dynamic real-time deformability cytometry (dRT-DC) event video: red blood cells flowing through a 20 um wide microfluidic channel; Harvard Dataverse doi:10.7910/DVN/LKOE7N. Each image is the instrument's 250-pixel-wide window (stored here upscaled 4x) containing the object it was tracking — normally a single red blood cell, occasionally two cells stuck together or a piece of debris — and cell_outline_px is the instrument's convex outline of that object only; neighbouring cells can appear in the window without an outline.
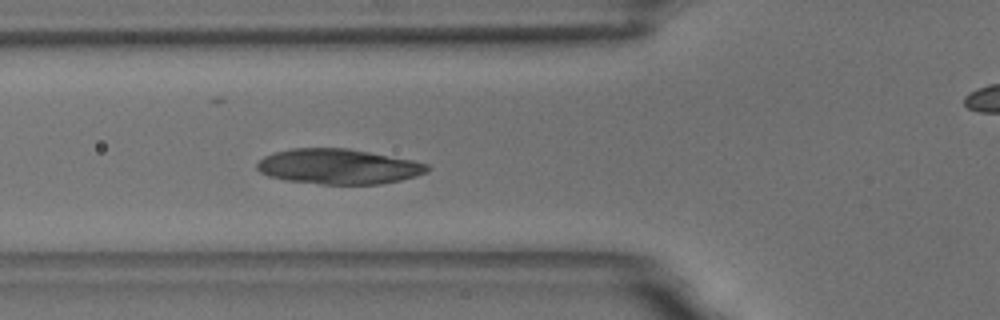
{"species": "common noctule bat (a hibernating species)", "species_latin": "Nyctalus noctula", "temperature_condition": "room temperature", "stored_images_in_passage": 45, "segment_of_instrument_passage": [1, 2], "camera_frame_rate_fps": 3000, "um_per_image_px": 0.085, "animal": {"sex": "male", "body_mass_g": 18.8}, "frame": {"image": 1, "passage_image": 8, "time_ms": 2.333, "image_size_px": [1000, 320], "cell_outline_px": [[432, 168], [428, 172], [416, 176], [400, 180], [380, 184], [320, 184], [288, 180], [268, 176], [260, 172], [256, 168], [256, 164], [264, 156], [276, 152], [292, 148], [348, 148], [412, 160], [428, 164]], "centroid_in_image_um": [28.78, 14.15], "position_along_channel_um": 97.0, "area_um2": 34.85}}
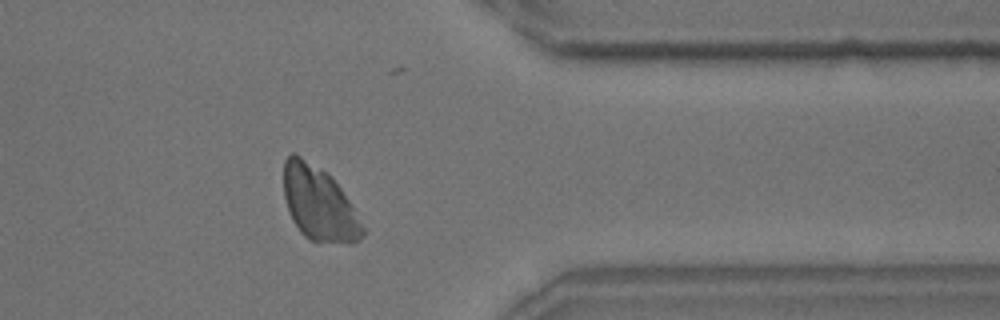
{"frame": {"image": 2, "passage_image": 33, "time_ms": 10.667, "image_size_px": [1000, 320], "cell_outline_px": [[364, 236], [360, 240], [352, 244], [308, 240], [300, 232], [292, 220], [284, 196], [284, 160], [292, 152], [296, 152], [324, 172], [340, 188], [348, 200], [364, 228]], "centroid_in_image_um": [27.09, 17.34], "position_along_channel_um": 384.3, "area_um2": 33.58}}